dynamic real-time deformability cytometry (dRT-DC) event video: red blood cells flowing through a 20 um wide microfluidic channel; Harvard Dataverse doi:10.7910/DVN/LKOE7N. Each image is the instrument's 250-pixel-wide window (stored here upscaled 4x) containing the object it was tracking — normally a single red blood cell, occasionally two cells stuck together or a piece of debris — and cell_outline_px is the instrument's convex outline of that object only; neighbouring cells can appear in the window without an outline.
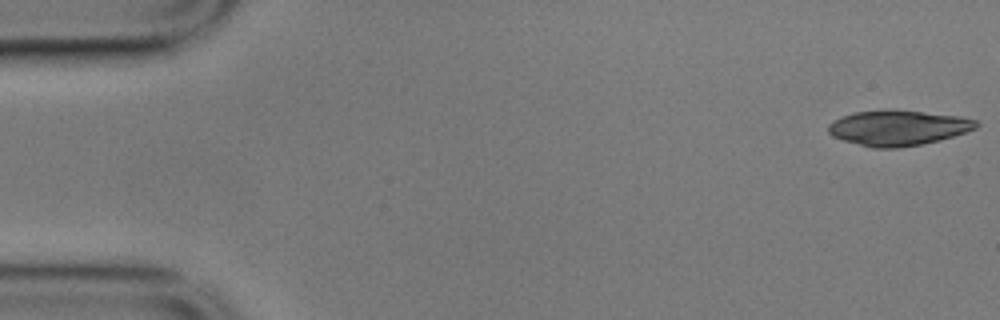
{"species": "common noctule bat (a hibernating species)", "species_latin": "Nyctalus noctula", "temperature_condition": "cold", "stored_images_in_passage": 55, "camera_frame_rate_fps": 3000, "um_per_image_px": 0.085, "animal": {"sex": "male", "body_mass_g": 17.9}, "frame": {"image": 1, "passage_image": 1, "time_ms": 0.0, "image_size_px": [1000, 320], "cell_outline_px": [[980, 124], [976, 128], [940, 140], [920, 144], [896, 148], [872, 148], [844, 140], [832, 136], [828, 132], [828, 124], [844, 116], [856, 112], [920, 112], [960, 116], [976, 120]], "centroid_in_image_um": [76.35, 10.9], "position_along_channel_um": 8.6, "area_um2": 29.3}}